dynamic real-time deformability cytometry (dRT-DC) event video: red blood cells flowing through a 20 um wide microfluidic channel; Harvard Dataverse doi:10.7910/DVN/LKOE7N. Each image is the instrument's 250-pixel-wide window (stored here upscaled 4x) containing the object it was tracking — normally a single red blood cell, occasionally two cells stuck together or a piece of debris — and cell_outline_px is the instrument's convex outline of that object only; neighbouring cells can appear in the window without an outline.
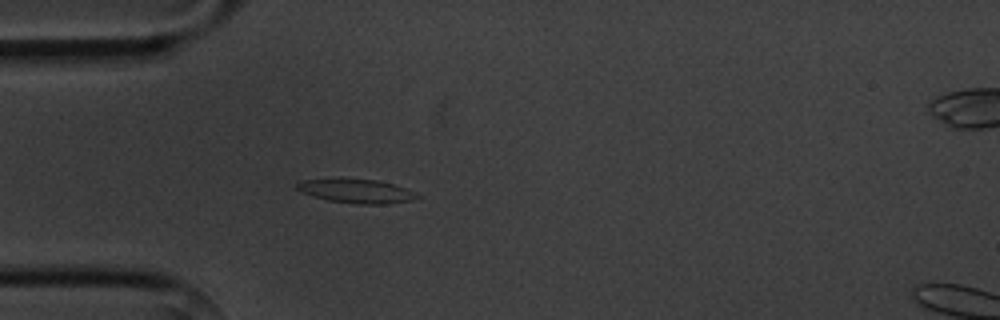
{"species": "common noctule bat (a hibernating species)", "species_latin": "Nyctalus noctula", "temperature_condition": "cold", "stored_images_in_passage": 3, "camera_frame_rate_fps": 3000, "um_per_image_px": 0.085, "animal": {"sex": "male", "body_mass_g": 20.1, "forearm_length_mm": 53.5}, "frame": {"image": 1, "passage_image": 3, "time_ms": 2.333, "image_size_px": [1000, 320], "cell_outline_px": [[420, 196], [412, 200], [388, 204], [360, 204], [328, 200], [300, 192], [296, 188], [296, 184], [300, 180], [336, 176], [376, 180], [392, 184], [416, 192]], "centroid_in_image_um": [30.21, 16.2], "position_along_channel_um": 54.8, "area_um2": 17.34}}